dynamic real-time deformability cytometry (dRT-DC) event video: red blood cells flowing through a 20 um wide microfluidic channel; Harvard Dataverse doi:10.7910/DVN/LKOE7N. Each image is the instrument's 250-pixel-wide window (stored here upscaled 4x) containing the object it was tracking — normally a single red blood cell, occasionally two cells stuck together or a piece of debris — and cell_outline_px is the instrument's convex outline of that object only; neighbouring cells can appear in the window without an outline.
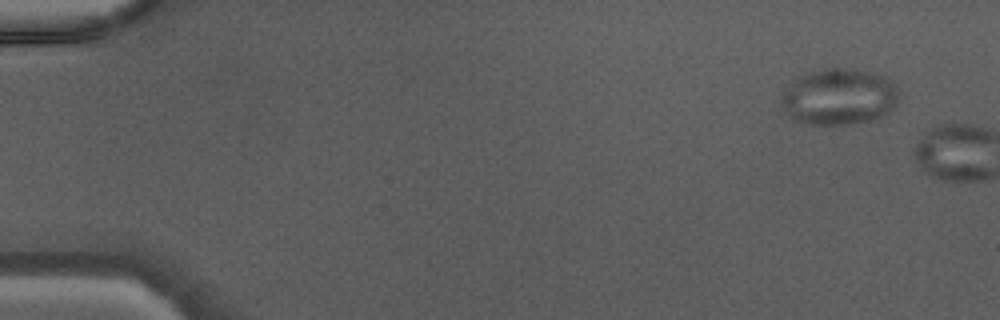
{"species": "Egyptian fruit bat (a non-hibernating species)", "species_latin": "Rousettus aegyptiacus", "temperature_condition": "warm", "stored_images_in_passage": 4, "camera_frame_rate_fps": 3000, "um_per_image_px": 0.085, "animal": {"sex": "male"}, "frame": {"image": 1, "passage_image": 1, "time_ms": 0.0, "image_size_px": [1000, 320], "cell_outline_px": [[900, 92], [896, 104], [888, 116], [872, 120], [852, 124], [804, 124], [792, 120], [784, 112], [780, 104], [780, 92], [796, 76], [808, 72], [832, 68], [852, 68], [872, 72], [888, 76], [900, 88]], "centroid_in_image_um": [71.32, 8.22], "position_along_channel_um": 13.7, "area_um2": 40.0}}